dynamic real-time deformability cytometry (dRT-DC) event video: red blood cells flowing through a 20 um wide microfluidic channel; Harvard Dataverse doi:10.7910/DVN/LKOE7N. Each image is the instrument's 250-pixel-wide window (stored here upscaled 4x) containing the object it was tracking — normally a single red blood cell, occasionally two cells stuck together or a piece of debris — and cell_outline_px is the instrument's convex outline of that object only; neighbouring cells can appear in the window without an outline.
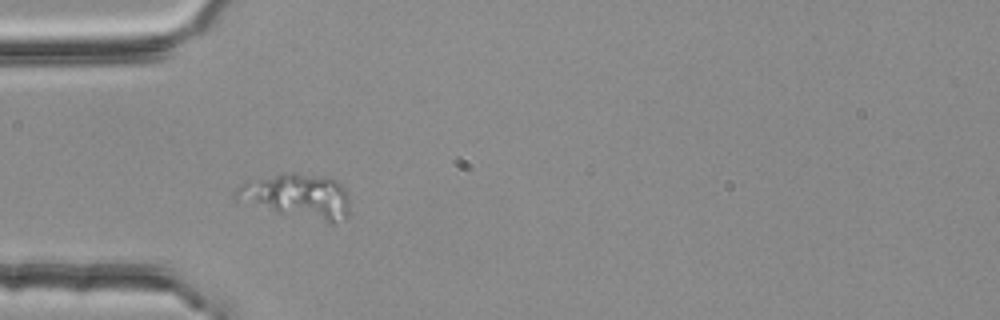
{"species": "common noctule bat (a hibernating species)", "species_latin": "Nyctalus noctula", "temperature_condition": "room temperature", "stored_images_in_passage": 2, "camera_frame_rate_fps": 3000, "um_per_image_px": 0.085, "animal": {"sex": "female", "body_mass_g": 25.1}, "frame": {"image": 1, "passage_image": 1, "time_ms": 0.0, "image_size_px": [1000, 320], "cell_outline_px": [[348, 216], [344, 220], [336, 224], [328, 224], [276, 212], [236, 200], [232, 196], [236, 188], [240, 184], [288, 172], [292, 172], [328, 176], [336, 180], [348, 192]], "centroid_in_image_um": [25.33, 16.7], "position_along_channel_um": 59.7, "area_um2": 29.94}}
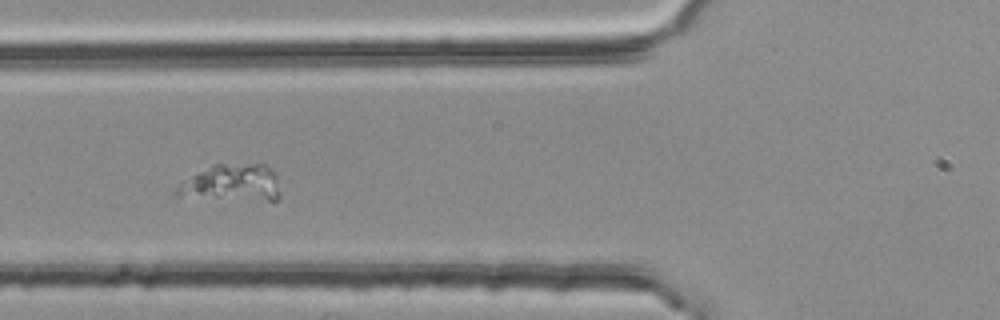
{"frame": {"image": 2, "passage_image": 2, "time_ms": 0.333, "image_size_px": [1000, 320], "cell_outline_px": [[280, 196], [276, 200], [268, 200], [176, 196], [176, 188], [180, 184], [192, 176], [212, 164], [264, 164], [276, 172], [280, 192]], "centroid_in_image_um": [19.77, 15.53], "position_along_channel_um": 106.0, "area_um2": 21.91}}